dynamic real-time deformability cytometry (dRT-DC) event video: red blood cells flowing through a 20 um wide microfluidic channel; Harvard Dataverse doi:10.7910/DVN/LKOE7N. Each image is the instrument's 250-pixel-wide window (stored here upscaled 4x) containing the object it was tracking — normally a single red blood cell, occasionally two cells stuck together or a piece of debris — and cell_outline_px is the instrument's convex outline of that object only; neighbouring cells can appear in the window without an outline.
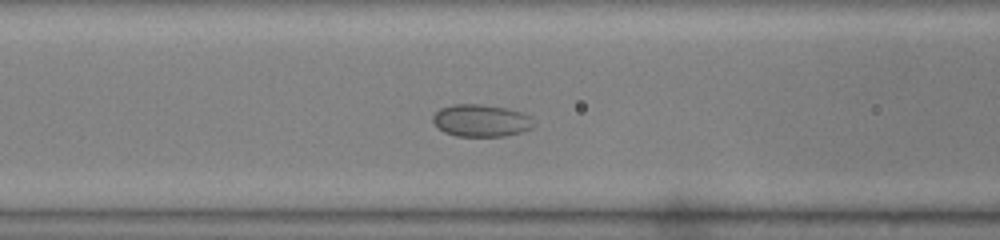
{"species": "common noctule bat (a hibernating species)", "species_latin": "Nyctalus noctula", "temperature_condition": "warm", "stored_images_in_passage": 36, "camera_frame_rate_fps": 3000, "um_per_image_px": 0.085, "animal": {"sex": "male", "body_mass_g": 19.0, "forearm_length_mm": 50.8}, "frame": {"image": 1, "passage_image": 6, "time_ms": 1.667, "image_size_px": [1000, 240], "cell_outline_px": [[536, 124], [532, 128], [520, 132], [504, 136], [456, 136], [444, 132], [432, 120], [432, 116], [440, 108], [452, 104], [480, 104], [504, 108], [520, 112], [532, 116]], "centroid_in_image_um": [40.91, 10.25], "position_along_channel_um": 125.7, "area_um2": 18.96}}
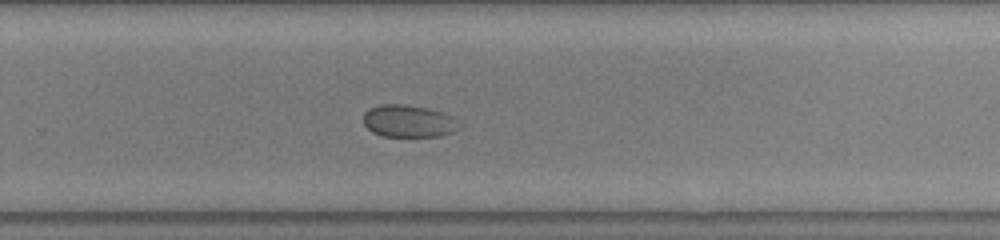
{"frame": {"image": 2, "passage_image": 19, "time_ms": 6.0, "image_size_px": [1000, 240], "cell_outline_px": [[464, 124], [460, 128], [452, 132], [440, 136], [380, 136], [372, 132], [364, 124], [364, 112], [368, 108], [380, 104], [404, 104], [428, 108], [452, 116]], "centroid_in_image_um": [34.75, 10.29], "position_along_channel_um": 295.1, "area_um2": 18.26}}
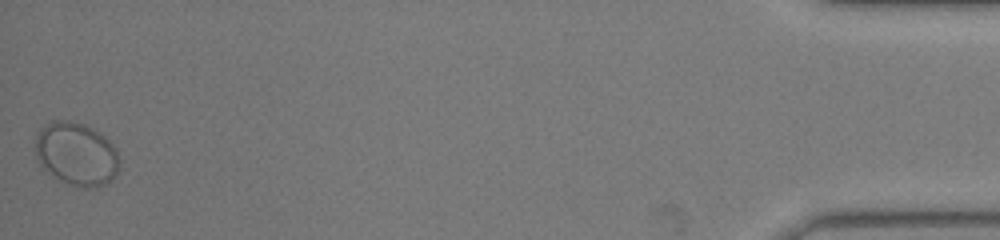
{"frame": {"image": 3, "passage_image": 36, "time_ms": 11.667, "image_size_px": [1000, 240], "cell_outline_px": [[120, 164], [112, 180], [96, 188], [84, 188], [60, 180], [52, 176], [40, 164], [36, 156], [36, 132], [52, 120], [68, 120], [84, 124], [100, 132], [116, 148], [120, 160]], "centroid_in_image_um": [6.5, 13.08], "position_along_channel_um": 428.7, "area_um2": 31.1}}